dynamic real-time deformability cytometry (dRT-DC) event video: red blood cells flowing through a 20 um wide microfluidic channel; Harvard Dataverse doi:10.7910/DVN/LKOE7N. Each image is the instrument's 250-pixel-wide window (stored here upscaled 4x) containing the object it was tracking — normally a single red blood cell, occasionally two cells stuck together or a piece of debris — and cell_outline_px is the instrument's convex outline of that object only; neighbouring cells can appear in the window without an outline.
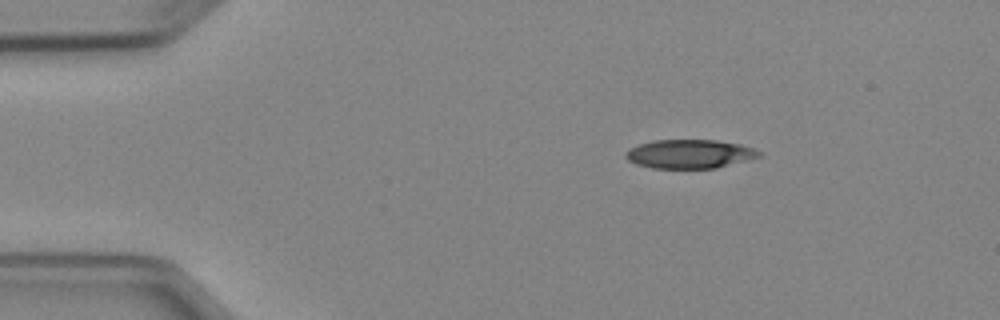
{"species": "Egyptian fruit bat (a non-hibernating species)", "species_latin": "Rousettus aegyptiacus", "temperature_condition": "cold", "stored_images_in_passage": 4, "camera_frame_rate_fps": 3000, "um_per_image_px": 0.085, "animal": {"sex": "female"}, "frame": {"image": 1, "passage_image": 1, "time_ms": 0.0, "image_size_px": [1000, 320], "cell_outline_px": [[764, 156], [716, 168], [652, 168], [636, 164], [628, 160], [624, 156], [624, 152], [628, 148], [652, 140], [716, 140], [740, 144], [752, 148], [760, 152]], "centroid_in_image_um": [58.6, 13.08], "position_along_channel_um": 26.4, "area_um2": 22.54}}
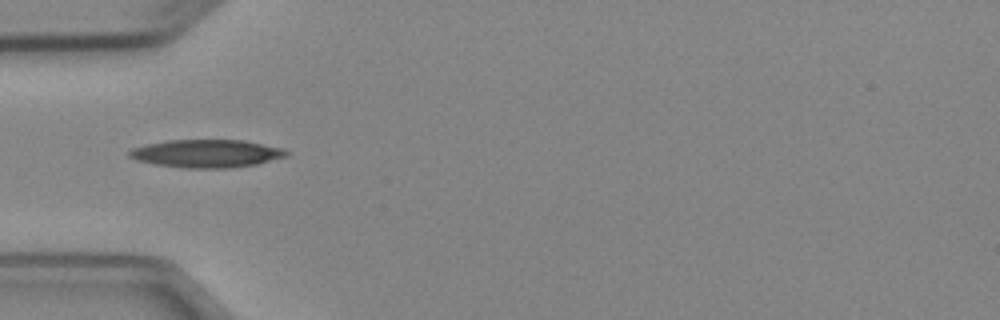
{"frame": {"image": 2, "passage_image": 3, "time_ms": 2.667, "image_size_px": [1000, 320], "cell_outline_px": [[288, 156], [256, 164], [232, 168], [180, 168], [156, 164], [136, 160], [128, 156], [128, 152], [132, 148], [148, 144], [168, 140], [244, 140], [284, 148], [288, 152]], "centroid_in_image_um": [17.57, 13.05], "position_along_channel_um": 67.4, "area_um2": 25.66}}
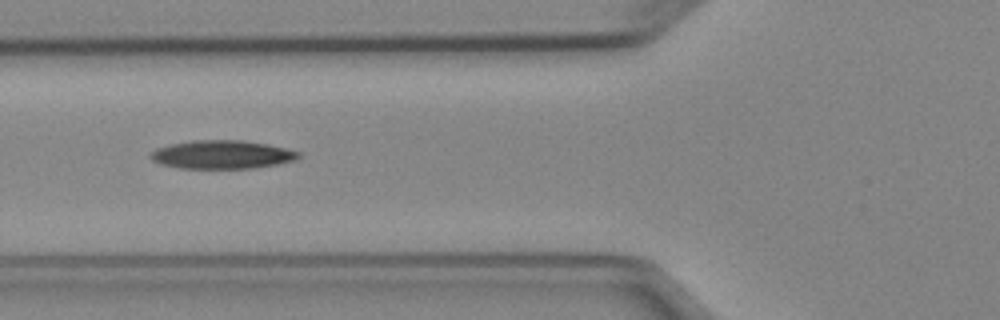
{"frame": {"image": 3, "passage_image": 4, "time_ms": 3.667, "image_size_px": [1000, 320], "cell_outline_px": [[300, 156], [296, 160], [276, 164], [252, 168], [180, 168], [160, 164], [152, 160], [148, 156], [156, 148], [172, 144], [192, 140], [240, 140], [268, 144], [300, 152]], "centroid_in_image_um": [18.85, 13.14], "position_along_channel_um": 106.9, "area_um2": 24.39}}